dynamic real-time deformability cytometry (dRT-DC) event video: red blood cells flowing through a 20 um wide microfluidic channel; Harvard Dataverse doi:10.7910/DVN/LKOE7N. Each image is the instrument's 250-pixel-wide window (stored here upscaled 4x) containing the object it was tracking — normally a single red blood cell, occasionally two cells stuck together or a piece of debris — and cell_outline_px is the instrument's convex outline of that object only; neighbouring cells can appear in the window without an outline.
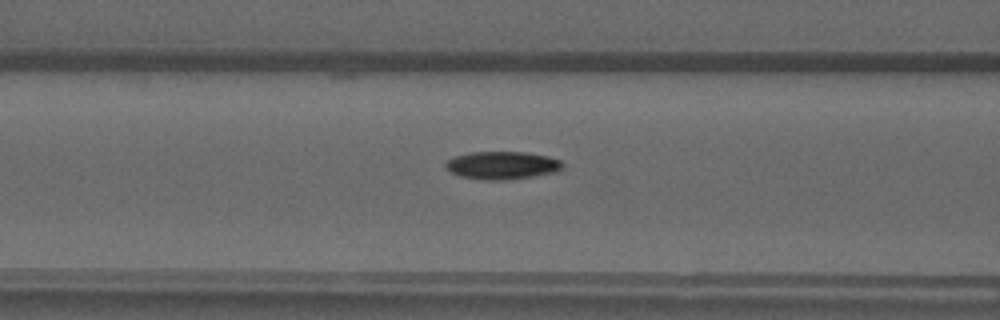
{"species": "common noctule bat (a hibernating species)", "species_latin": "Nyctalus noctula", "temperature_condition": "warm", "stored_images_in_passage": 35, "camera_frame_rate_fps": 3000, "um_per_image_px": 0.085, "animal": {"sex": "male", "forearm_length_mm": 52.5}, "frame": {"image": 1, "passage_image": 8, "time_ms": 2.333, "image_size_px": [1000, 320], "cell_outline_px": [[564, 168], [552, 172], [532, 176], [504, 180], [488, 180], [460, 176], [444, 168], [444, 164], [448, 160], [456, 156], [472, 152], [524, 152], [548, 156], [560, 160], [564, 164]], "centroid_in_image_um": [42.68, 14.04], "position_along_channel_um": 123.9, "area_um2": 18.79}}
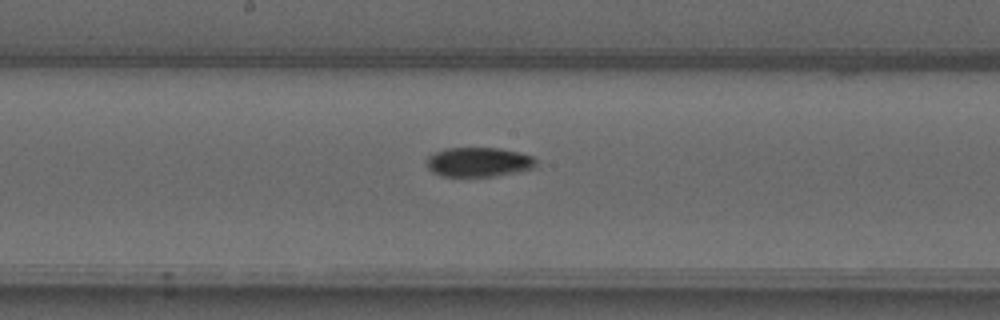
{"frame": {"image": 2, "passage_image": 14, "time_ms": 4.333, "image_size_px": [1000, 320], "cell_outline_px": [[536, 164], [532, 168], [516, 172], [496, 176], [440, 176], [432, 172], [428, 168], [428, 156], [444, 148], [500, 148], [520, 152], [532, 156], [536, 160]], "centroid_in_image_um": [40.68, 13.77], "position_along_channel_um": 207.5, "area_um2": 18.73}}
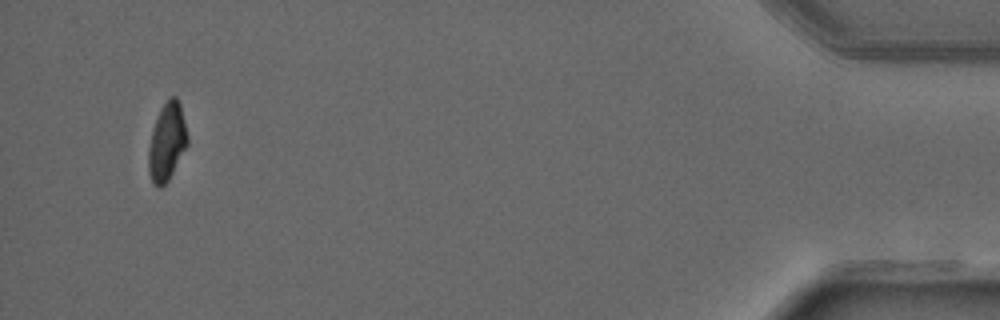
{"frame": {"image": 3, "passage_image": 35, "time_ms": 11.333, "image_size_px": [1000, 320], "cell_outline_px": [[188, 144], [168, 180], [160, 188], [156, 188], [152, 184], [148, 172], [148, 152], [152, 132], [160, 108], [168, 96], [176, 96], [180, 104], [188, 136]], "centroid_in_image_um": [14.18, 12.07], "position_along_channel_um": 421.0, "area_um2": 17.69}}